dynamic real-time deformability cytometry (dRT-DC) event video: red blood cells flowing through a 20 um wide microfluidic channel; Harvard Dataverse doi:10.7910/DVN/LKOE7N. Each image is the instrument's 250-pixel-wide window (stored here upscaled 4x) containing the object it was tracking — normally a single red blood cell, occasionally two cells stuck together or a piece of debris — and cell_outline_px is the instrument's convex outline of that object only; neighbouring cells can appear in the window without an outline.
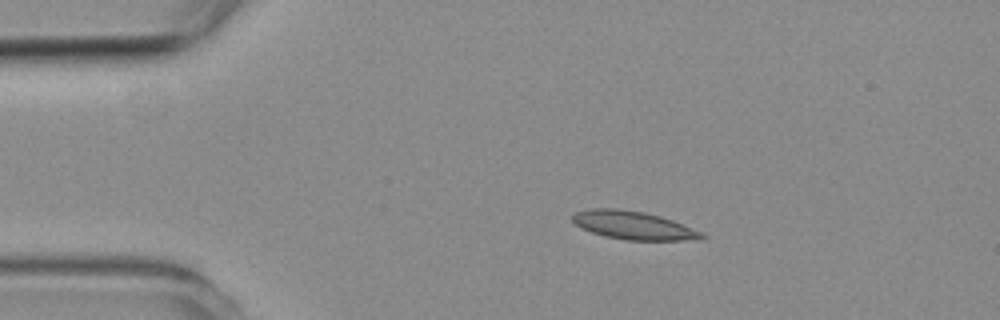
{"species": "common noctule bat (a hibernating species)", "species_latin": "Nyctalus noctula", "temperature_condition": "room temperature", "stored_images_in_passage": 5, "camera_frame_rate_fps": 3000, "um_per_image_px": 0.085, "animal": {"sex": "female", "body_mass_g": 19.3, "forearm_length_mm": 54.1}, "frame": {"image": 1, "passage_image": 2, "time_ms": 1.0, "image_size_px": [1000, 320], "cell_outline_px": [[708, 236], [684, 240], [624, 240], [604, 236], [580, 228], [572, 220], [572, 216], [576, 212], [592, 208], [616, 208], [644, 212], [660, 216], [672, 220], [700, 232]], "centroid_in_image_um": [53.76, 19.15], "position_along_channel_um": 31.2, "area_um2": 20.98}}
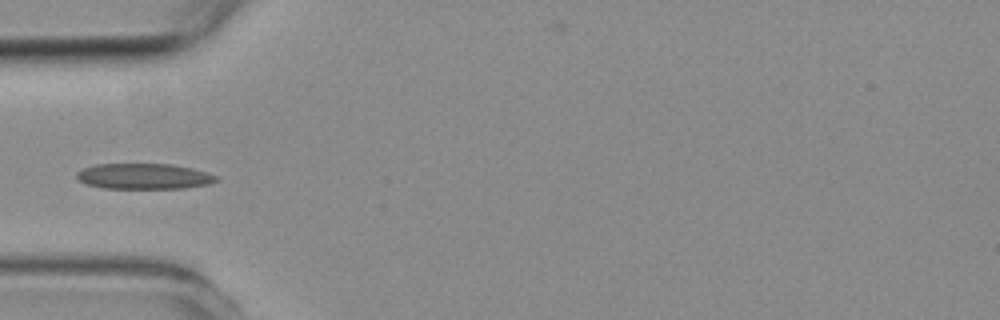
{"frame": {"image": 2, "passage_image": 4, "time_ms": 3.333, "image_size_px": [1000, 320], "cell_outline_px": [[220, 180], [208, 184], [184, 188], [104, 188], [88, 184], [80, 180], [76, 176], [76, 172], [84, 168], [96, 164], [172, 164], [192, 168], [216, 176]], "centroid_in_image_um": [12.24, 14.98], "position_along_channel_um": 72.8, "area_um2": 20.63}}